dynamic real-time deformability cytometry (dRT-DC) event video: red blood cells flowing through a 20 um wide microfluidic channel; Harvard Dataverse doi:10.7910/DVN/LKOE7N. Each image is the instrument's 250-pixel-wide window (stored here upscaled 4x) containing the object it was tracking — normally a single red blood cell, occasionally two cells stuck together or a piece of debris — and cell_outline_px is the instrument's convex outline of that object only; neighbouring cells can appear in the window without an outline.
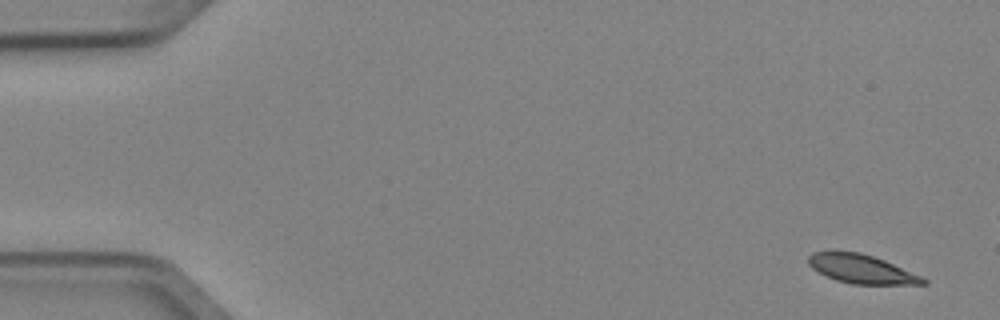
{"species": "Egyptian fruit bat (a non-hibernating species)", "species_latin": "Rousettus aegyptiacus", "temperature_condition": "cold", "stored_images_in_passage": 4, "camera_frame_rate_fps": 3000, "um_per_image_px": 0.085, "animal": {"sex": "female"}, "frame": {"image": 1, "passage_image": 1, "time_ms": 0.0, "image_size_px": [1000, 320], "cell_outline_px": [[928, 284], [852, 284], [836, 280], [812, 268], [808, 264], [808, 256], [812, 252], [860, 252], [884, 260], [924, 276], [928, 280]], "centroid_in_image_um": [73.29, 22.87], "position_along_channel_um": 11.7, "area_um2": 19.13}}